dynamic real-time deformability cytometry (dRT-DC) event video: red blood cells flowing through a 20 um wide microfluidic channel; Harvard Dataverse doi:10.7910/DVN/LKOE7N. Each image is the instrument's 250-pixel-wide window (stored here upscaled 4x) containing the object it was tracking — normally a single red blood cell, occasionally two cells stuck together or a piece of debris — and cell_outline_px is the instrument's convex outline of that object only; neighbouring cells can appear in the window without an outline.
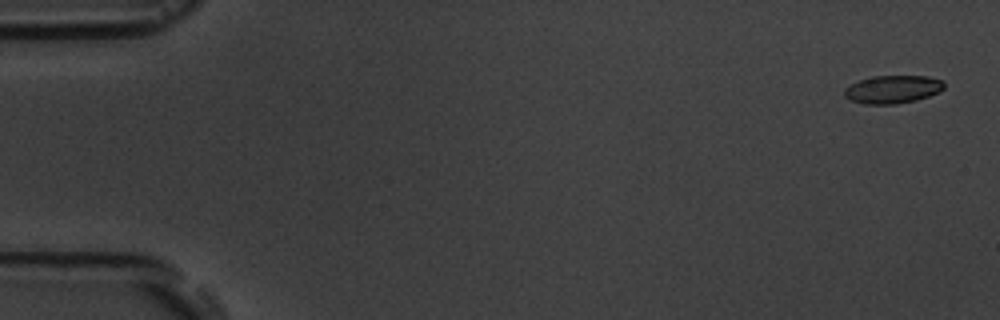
{"species": "common noctule bat (a hibernating species)", "species_latin": "Nyctalus noctula", "temperature_condition": "room temperature", "stored_images_in_passage": 6, "camera_frame_rate_fps": 3000, "um_per_image_px": 0.085, "animal": {"sex": "male", "body_mass_g": 19.5, "forearm_length_mm": 54.6}, "frame": {"image": 1, "passage_image": 1, "time_ms": 0.0, "image_size_px": [1000, 320], "cell_outline_px": [[944, 88], [940, 92], [916, 100], [896, 104], [864, 104], [848, 100], [844, 96], [844, 88], [860, 80], [872, 76], [928, 76], [944, 80]], "centroid_in_image_um": [75.88, 7.59], "position_along_channel_um": 9.1, "area_um2": 16.42}}